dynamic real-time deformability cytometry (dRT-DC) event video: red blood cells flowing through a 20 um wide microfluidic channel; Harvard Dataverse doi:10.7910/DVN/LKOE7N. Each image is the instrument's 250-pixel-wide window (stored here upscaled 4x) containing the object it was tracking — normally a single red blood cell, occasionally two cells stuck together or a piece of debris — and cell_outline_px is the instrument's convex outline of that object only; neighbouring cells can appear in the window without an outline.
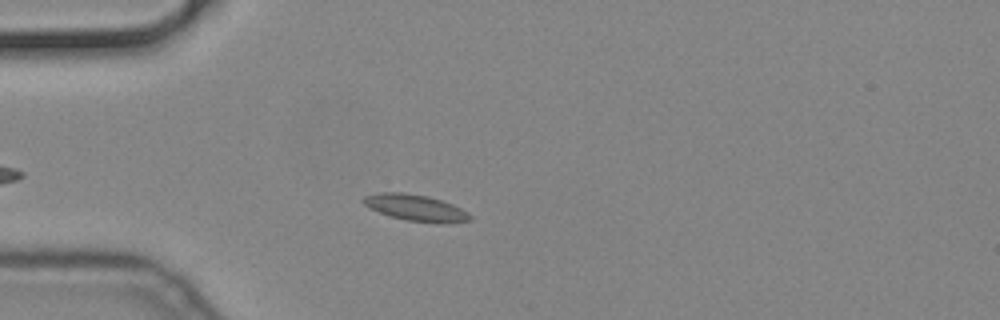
{"species": "common noctule bat (a hibernating species)", "species_latin": "Nyctalus noctula", "temperature_condition": "cold", "stored_images_in_passage": 35, "camera_frame_rate_fps": 3000, "um_per_image_px": 0.085, "animal": {"sex": "male", "body_mass_g": 19.2, "forearm_length_mm": 51.8}, "frame": {"image": 1, "passage_image": 9, "time_ms": 2.667, "image_size_px": [1000, 320], "cell_outline_px": [[472, 220], [408, 220], [388, 216], [368, 208], [360, 200], [364, 196], [380, 192], [404, 192], [428, 196], [452, 204], [468, 212], [472, 216]], "centroid_in_image_um": [35.18, 17.59], "position_along_channel_um": 49.8, "area_um2": 15.66}}
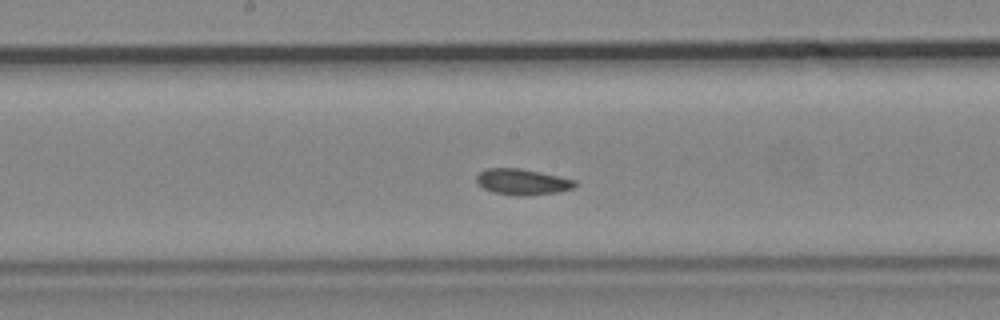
{"frame": {"image": 2, "passage_image": 23, "time_ms": 7.333, "image_size_px": [1000, 320], "cell_outline_px": [[576, 184], [572, 188], [560, 192], [524, 196], [516, 196], [492, 192], [484, 188], [476, 180], [476, 176], [480, 172], [488, 168], [520, 168], [540, 172], [576, 180]], "centroid_in_image_um": [44.4, 15.46], "position_along_channel_um": 203.8, "area_um2": 14.85}}
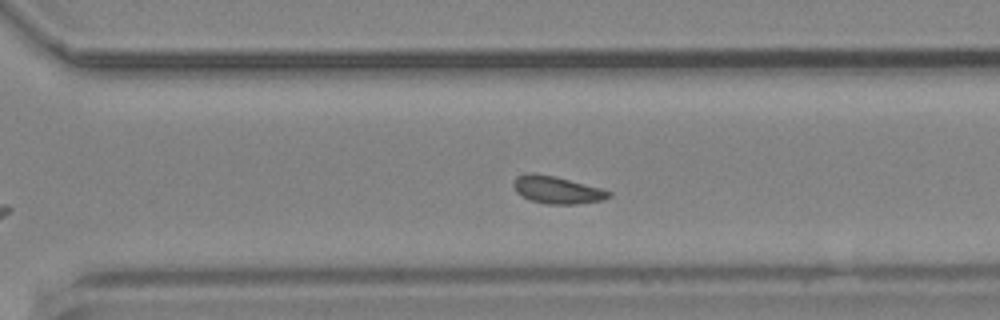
{"frame": {"image": 3, "passage_image": 33, "time_ms": 10.667, "image_size_px": [1000, 320], "cell_outline_px": [[612, 196], [604, 200], [576, 204], [548, 204], [532, 200], [516, 192], [512, 184], [512, 180], [516, 176], [532, 172], [556, 176], [600, 188], [612, 192]], "centroid_in_image_um": [47.35, 16.13], "position_along_channel_um": 323.3, "area_um2": 15.26}}